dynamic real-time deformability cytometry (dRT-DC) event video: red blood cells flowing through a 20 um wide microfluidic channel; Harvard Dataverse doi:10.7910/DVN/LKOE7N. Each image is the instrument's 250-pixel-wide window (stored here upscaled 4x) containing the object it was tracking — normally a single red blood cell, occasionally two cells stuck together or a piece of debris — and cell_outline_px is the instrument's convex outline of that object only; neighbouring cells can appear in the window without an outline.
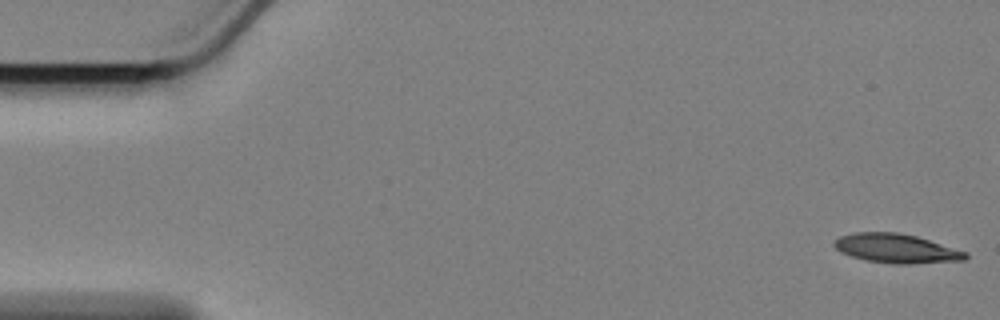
{"species": "Egyptian fruit bat (a non-hibernating species)", "species_latin": "Rousettus aegyptiacus", "temperature_condition": "cold", "stored_images_in_passage": 10, "camera_frame_rate_fps": 3000, "um_per_image_px": 0.085, "animal": {"sex": "female"}, "frame": {"image": 1, "passage_image": 1, "time_ms": 0.0, "image_size_px": [1000, 320], "cell_outline_px": [[968, 256], [964, 260], [908, 264], [892, 264], [868, 260], [852, 256], [840, 252], [832, 244], [840, 236], [856, 232], [896, 232], [916, 236], [968, 252]], "centroid_in_image_um": [76.19, 21.12], "position_along_channel_um": 8.8, "area_um2": 22.14}}